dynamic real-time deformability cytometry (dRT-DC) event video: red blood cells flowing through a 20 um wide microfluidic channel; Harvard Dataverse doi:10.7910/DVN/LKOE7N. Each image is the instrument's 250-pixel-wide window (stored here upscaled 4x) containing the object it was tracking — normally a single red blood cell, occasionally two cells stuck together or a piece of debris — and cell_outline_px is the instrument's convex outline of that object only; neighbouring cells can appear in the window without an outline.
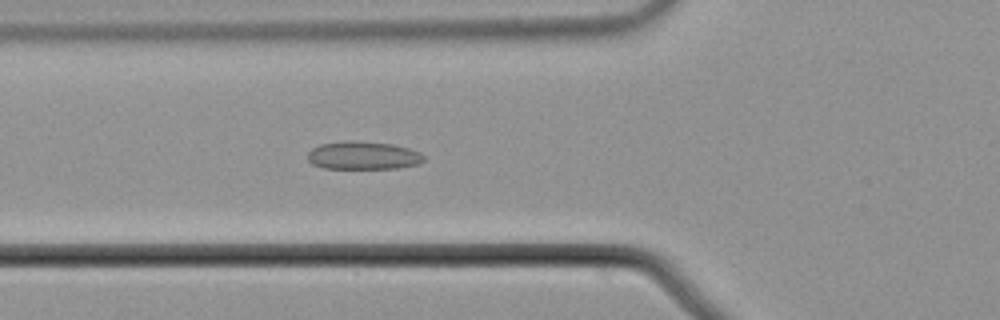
{"species": "common noctule bat (a hibernating species)", "species_latin": "Nyctalus noctula", "temperature_condition": "cold", "stored_images_in_passage": 56, "camera_frame_rate_fps": 3000, "um_per_image_px": 0.085, "animal": {"sex": "male", "body_mass_g": 21.5, "forearm_length_mm": 52.0}, "frame": {"image": 1, "passage_image": 21, "time_ms": 6.667, "image_size_px": [1000, 320], "cell_outline_px": [[424, 160], [420, 164], [396, 168], [324, 168], [312, 164], [308, 160], [308, 152], [312, 148], [320, 144], [344, 140], [352, 140], [392, 144], [408, 148], [420, 152], [424, 156]], "centroid_in_image_um": [30.86, 13.21], "position_along_channel_um": 94.9, "area_um2": 19.07}}
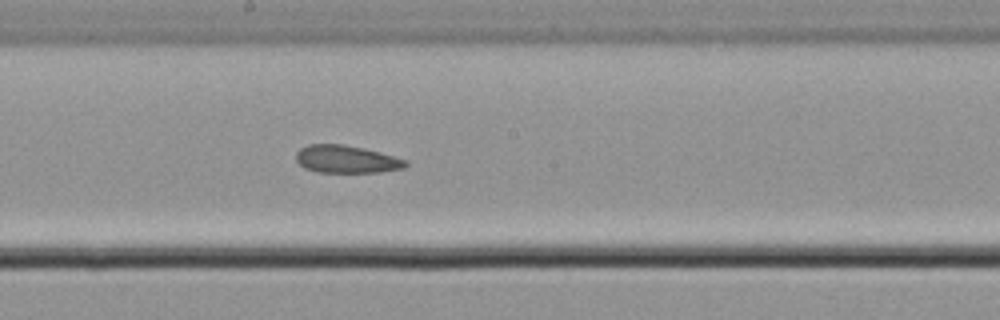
{"frame": {"image": 2, "passage_image": 31, "time_ms": 10.0, "image_size_px": [1000, 320], "cell_outline_px": [[408, 164], [404, 168], [380, 172], [316, 172], [304, 168], [296, 160], [296, 152], [300, 148], [308, 144], [344, 144], [364, 148], [380, 152], [408, 160]], "centroid_in_image_um": [29.45, 13.53], "position_along_channel_um": 218.8, "area_um2": 17.8}}
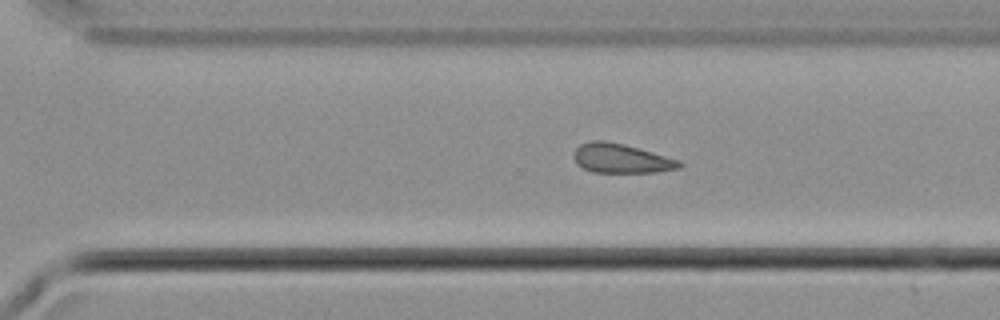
{"frame": {"image": 3, "passage_image": 39, "time_ms": 12.667, "image_size_px": [1000, 320], "cell_outline_px": [[684, 164], [680, 168], [656, 172], [592, 172], [576, 164], [572, 156], [572, 152], [580, 144], [592, 140], [604, 140], [624, 144], [680, 160]], "centroid_in_image_um": [52.77, 13.46], "position_along_channel_um": 317.8, "area_um2": 18.15}, "authors_computed_cell_mechanics": {"area_um2": 18.9006, "velocity_mm_per_s": 3.7143, "shape_relaxation_time_tau1_ms": null, "shape_relaxation_time_tau2_ms": 5.7463, "deformation_change_tau1": null, "deformation_change_tau2": 0.1451}}